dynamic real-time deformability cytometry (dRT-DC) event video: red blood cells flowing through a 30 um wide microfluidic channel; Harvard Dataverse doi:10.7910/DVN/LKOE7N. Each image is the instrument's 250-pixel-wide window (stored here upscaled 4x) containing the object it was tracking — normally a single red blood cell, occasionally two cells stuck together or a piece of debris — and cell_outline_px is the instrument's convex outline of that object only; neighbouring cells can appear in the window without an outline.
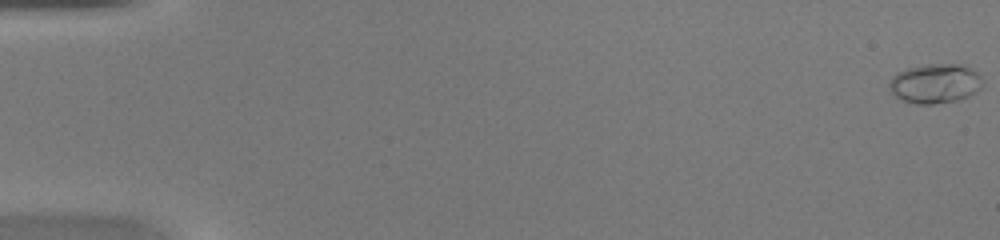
{"species": "common noctule bat (a hibernating species)", "species_latin": "Nyctalus noctula", "temperature_condition": "warm", "stored_images_in_passage": 50, "camera_frame_rate_fps": 3000, "um_per_image_px": 0.085, "animal": {"sex": "female", "body_mass_g": 20.0, "forearm_length_mm": 54.0}, "frame": {"image": 1, "passage_image": 1, "time_ms": 0.0, "image_size_px": [1000, 240], "cell_outline_px": [[984, 84], [976, 92], [968, 96], [956, 100], [932, 104], [916, 104], [904, 100], [896, 96], [888, 88], [888, 84], [892, 76], [896, 72], [908, 68], [928, 64], [964, 64], [976, 72], [984, 80]], "centroid_in_image_um": [79.49, 7.09], "position_along_channel_um": 5.5, "area_um2": 21.56}}
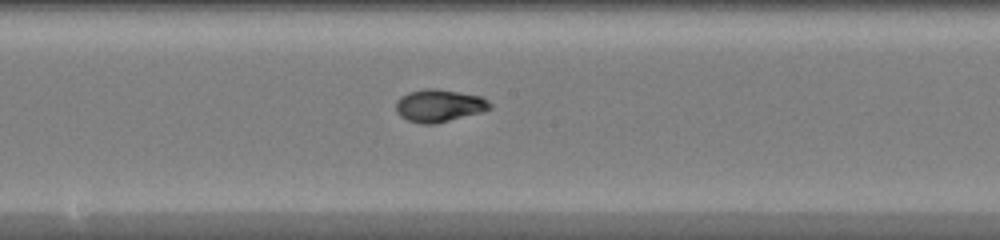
{"frame": {"image": 2, "passage_image": 28, "time_ms": 9.0, "image_size_px": [1000, 240], "cell_outline_px": [[492, 108], [484, 112], [432, 124], [420, 124], [408, 120], [400, 116], [396, 112], [396, 100], [400, 96], [408, 92], [424, 88], [436, 88], [480, 96], [488, 100], [492, 104]], "centroid_in_image_um": [37.32, 8.97], "position_along_channel_um": 210.9, "area_um2": 17.98}}
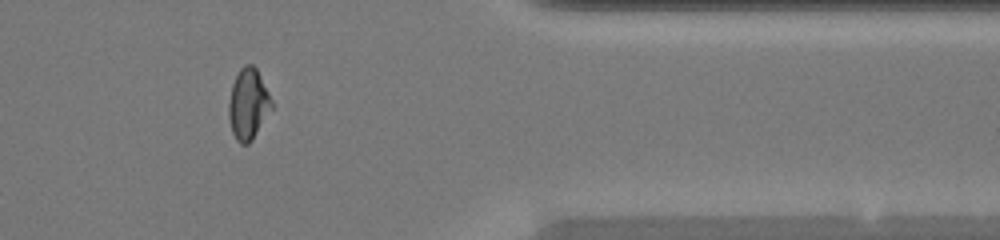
{"frame": {"image": 3, "passage_image": 42, "time_ms": 13.667, "image_size_px": [1000, 240], "cell_outline_px": [[272, 108], [252, 140], [248, 144], [240, 144], [236, 140], [232, 132], [228, 116], [228, 104], [232, 84], [240, 68], [244, 64], [252, 64], [256, 68], [272, 100]], "centroid_in_image_um": [21.08, 8.85], "position_along_channel_um": 390.3, "area_um2": 17.63}, "authors_computed_cell_mechanics": {"area_um2": 17.7446, "velocity_mm_per_s": 4.2355, "shape_relaxation_time_tau1_ms": 8.6055, "shape_relaxation_time_tau2_ms": 0.6265, "deformation_change_tau1": 0.2925, "deformation_change_tau2": 0.0384}}